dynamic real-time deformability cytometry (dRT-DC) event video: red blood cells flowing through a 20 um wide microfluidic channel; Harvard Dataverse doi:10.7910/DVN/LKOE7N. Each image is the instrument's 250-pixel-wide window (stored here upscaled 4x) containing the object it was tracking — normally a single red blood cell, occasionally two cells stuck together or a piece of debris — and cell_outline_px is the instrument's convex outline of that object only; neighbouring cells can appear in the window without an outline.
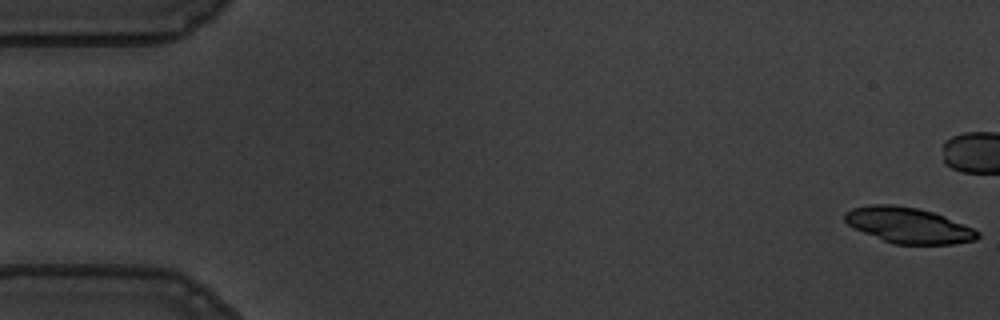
{"species": "common noctule bat (a hibernating species)", "species_latin": "Nyctalus noctula", "temperature_condition": "warm", "stored_images_in_passage": 57, "camera_frame_rate_fps": 3000, "um_per_image_px": 0.085, "animal": {"sex": "male", "body_mass_g": 19.5, "forearm_length_mm": 54.6}, "frame": {"image": 1, "passage_image": 1, "time_ms": 0.0, "image_size_px": [1000, 320], "cell_outline_px": [[980, 236], [976, 240], [952, 244], [892, 244], [864, 232], [848, 224], [844, 220], [844, 212], [852, 208], [868, 204], [892, 204], [916, 208], [932, 212], [944, 216], [972, 228], [980, 232]], "centroid_in_image_um": [77.2, 19.15], "position_along_channel_um": 7.8, "area_um2": 27.46}}
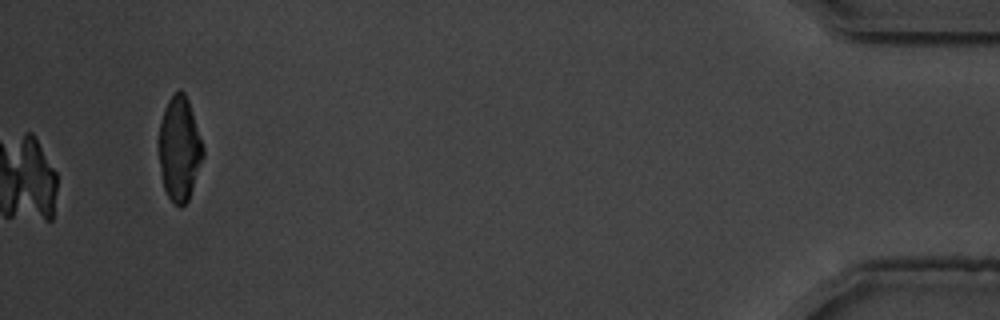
{"frame": {"image": 2, "passage_image": 57, "time_ms": 18.667, "image_size_px": [1000, 320], "cell_outline_px": [[204, 156], [188, 200], [180, 208], [168, 196], [164, 188], [160, 168], [160, 120], [164, 108], [168, 100], [180, 88], [184, 92], [188, 100], [204, 148]], "centroid_in_image_um": [15.26, 12.63], "position_along_channel_um": 419.9, "area_um2": 26.41}}